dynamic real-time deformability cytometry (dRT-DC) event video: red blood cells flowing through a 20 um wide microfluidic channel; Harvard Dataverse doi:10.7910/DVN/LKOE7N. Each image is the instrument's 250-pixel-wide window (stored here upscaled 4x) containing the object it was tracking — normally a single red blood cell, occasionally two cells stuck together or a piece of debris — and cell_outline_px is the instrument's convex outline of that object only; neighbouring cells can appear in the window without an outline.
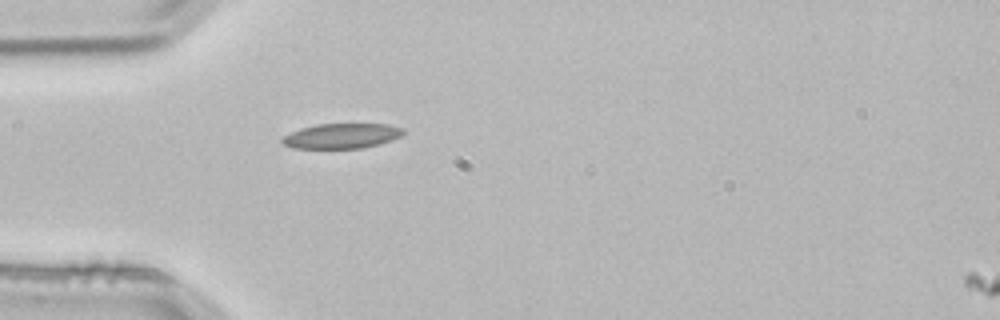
{"species": "common noctule bat (a hibernating species)", "species_latin": "Nyctalus noctula", "temperature_condition": "room temperature", "stored_images_in_passage": 2, "camera_frame_rate_fps": 3000, "um_per_image_px": 0.085, "animal": {"sex": "male", "body_mass_g": 21.5, "forearm_length_mm": 52.0}, "frame": {"image": 1, "passage_image": 1, "time_ms": 0.0, "image_size_px": [1000, 320], "cell_outline_px": [[404, 132], [400, 136], [392, 140], [364, 148], [292, 148], [284, 144], [280, 140], [284, 136], [300, 128], [316, 124], [388, 124], [404, 128]], "centroid_in_image_um": [29.05, 11.55], "position_along_channel_um": 56.0, "area_um2": 17.63}}